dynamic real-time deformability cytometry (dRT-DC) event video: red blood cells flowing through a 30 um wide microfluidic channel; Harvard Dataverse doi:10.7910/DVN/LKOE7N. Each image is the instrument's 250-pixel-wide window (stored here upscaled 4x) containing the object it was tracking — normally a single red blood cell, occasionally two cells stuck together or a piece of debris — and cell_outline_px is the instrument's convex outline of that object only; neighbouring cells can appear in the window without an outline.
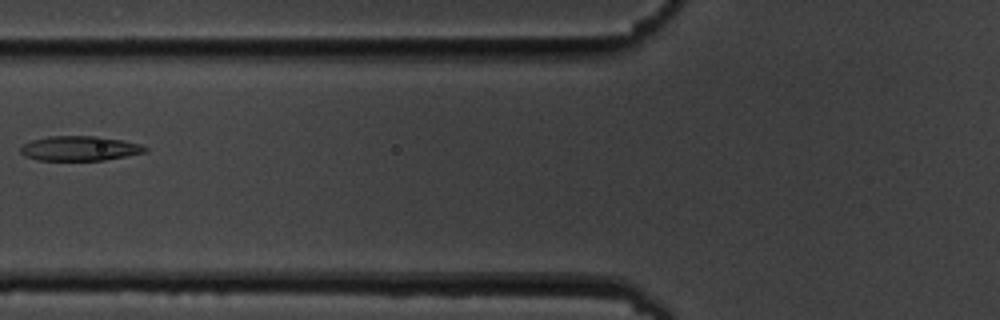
{"species": "common noctule bat (a hibernating species)", "species_latin": "Nyctalus noctula", "temperature_condition": "cold", "stored_images_in_passage": 11, "camera_frame_rate_fps": 3000, "um_per_image_px": 0.085, "animal": {"sex": "male", "body_mass_g": 19.5, "forearm_length_mm": 54.6}, "frame": {"image": 1, "passage_image": 2, "time_ms": 1.333, "image_size_px": [1000, 320], "cell_outline_px": [[148, 152], [104, 160], [36, 160], [24, 156], [20, 152], [20, 148], [24, 144], [32, 140], [48, 136], [96, 136], [124, 140], [140, 144], [148, 148]], "centroid_in_image_um": [6.79, 12.61], "position_along_channel_um": 119.0, "area_um2": 18.03}}
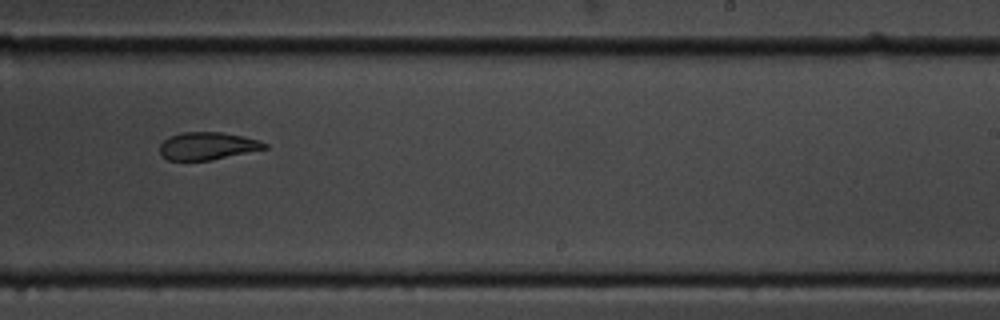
{"frame": {"image": 2, "passage_image": 6, "time_ms": 5.667, "image_size_px": [1000, 320], "cell_outline_px": [[268, 148], [212, 160], [168, 160], [160, 156], [160, 144], [168, 136], [180, 132], [220, 132], [244, 136], [260, 140], [268, 144]], "centroid_in_image_um": [17.63, 12.4], "position_along_channel_um": 271.4, "area_um2": 17.05}}
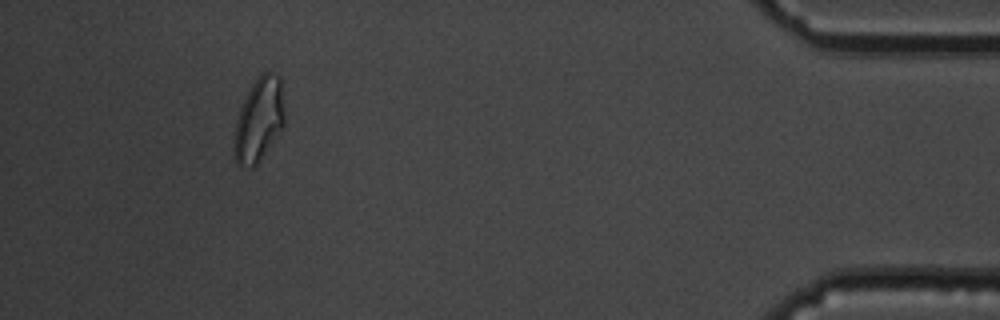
{"frame": {"image": 3, "passage_image": 10, "time_ms": 11.333, "image_size_px": [1000, 320], "cell_outline_px": [[284, 124], [256, 164], [252, 168], [240, 168], [236, 164], [232, 156], [232, 144], [236, 120], [240, 108], [252, 84], [260, 72], [272, 72], [280, 76], [284, 112]], "centroid_in_image_um": [21.95, 10.21], "position_along_channel_um": 413.2, "area_um2": 24.74}, "authors_computed_cell_mechanics": {"area_um2": 18.6116, "velocity_mm_per_s": 3.5239, "shape_relaxation_time_tau1_ms": 3.8565, "shape_relaxation_time_tau2_ms": 2.6643, "deformation_change_tau1": 0.1324, "deformation_change_tau2": 0.078}}